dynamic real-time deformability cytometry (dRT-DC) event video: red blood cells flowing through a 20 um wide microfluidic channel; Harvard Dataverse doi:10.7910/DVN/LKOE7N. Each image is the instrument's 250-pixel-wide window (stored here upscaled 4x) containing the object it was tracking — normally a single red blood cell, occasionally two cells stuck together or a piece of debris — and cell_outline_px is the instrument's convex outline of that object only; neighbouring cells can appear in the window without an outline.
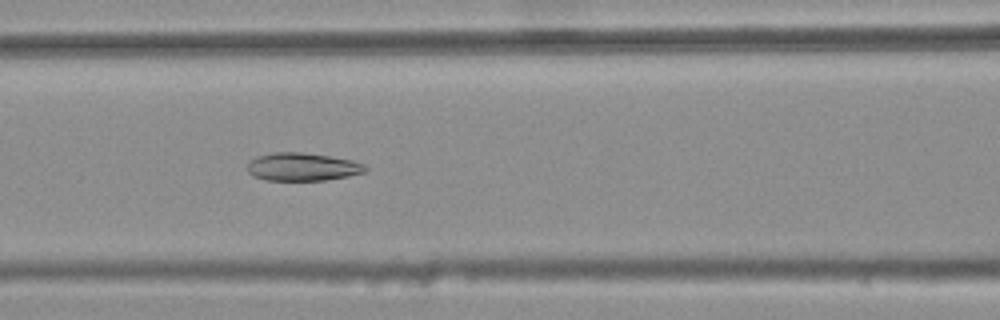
{"species": "common noctule bat (a hibernating species)", "species_latin": "Nyctalus noctula", "temperature_condition": "warm", "stored_images_in_passage": 47, "camera_frame_rate_fps": 3000, "um_per_image_px": 0.085, "animal": {"sex": "female", "body_mass_g": 25.1}, "frame": {"image": 1, "passage_image": 23, "time_ms": 7.333, "image_size_px": [1000, 320], "cell_outline_px": [[368, 168], [364, 172], [348, 176], [324, 180], [264, 180], [252, 176], [248, 172], [248, 164], [256, 156], [276, 152], [300, 152], [328, 156], [352, 160], [364, 164]], "centroid_in_image_um": [25.69, 14.18], "position_along_channel_um": 140.9, "area_um2": 19.13}}
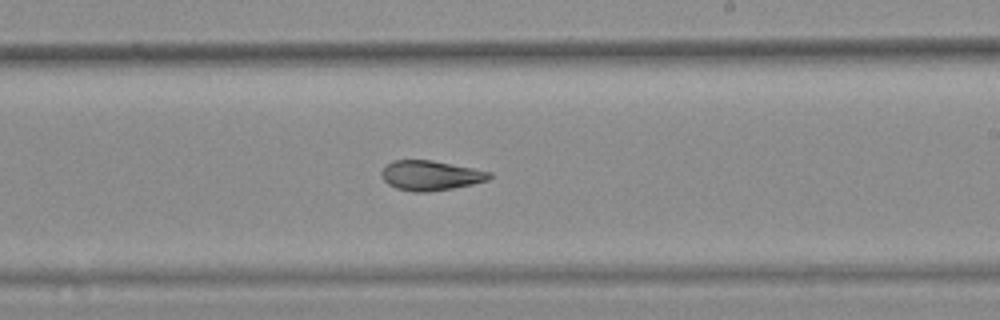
{"frame": {"image": 2, "passage_image": 32, "time_ms": 10.333, "image_size_px": [1000, 320], "cell_outline_px": [[492, 176], [488, 180], [472, 184], [452, 188], [428, 192], [412, 192], [396, 188], [388, 184], [384, 180], [380, 172], [392, 160], [432, 160], [492, 172]], "centroid_in_image_um": [36.59, 14.92], "position_along_channel_um": 252.4, "area_um2": 18.67}}
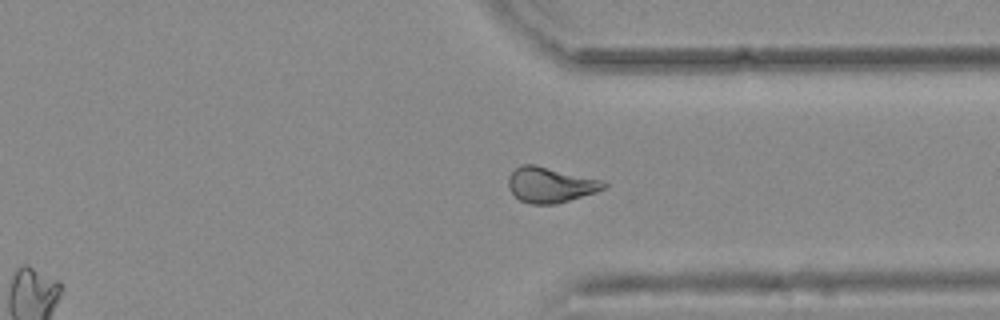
{"frame": {"image": 3, "passage_image": 41, "time_ms": 13.333, "image_size_px": [1000, 320], "cell_outline_px": [[608, 184], [604, 188], [596, 192], [556, 204], [532, 204], [520, 200], [508, 188], [508, 176], [520, 164], [536, 164], [604, 180]], "centroid_in_image_um": [46.79, 15.69], "position_along_channel_um": 364.6, "area_um2": 19.83}, "authors_computed_cell_mechanics": {"area_um2": 19.8254, "velocity_mm_per_s": 3.7259, "shape_relaxation_time_tau1_ms": null, "shape_relaxation_time_tau2_ms": 2.5854, "deformation_change_tau1": null, "deformation_change_tau2": 0.0796}}